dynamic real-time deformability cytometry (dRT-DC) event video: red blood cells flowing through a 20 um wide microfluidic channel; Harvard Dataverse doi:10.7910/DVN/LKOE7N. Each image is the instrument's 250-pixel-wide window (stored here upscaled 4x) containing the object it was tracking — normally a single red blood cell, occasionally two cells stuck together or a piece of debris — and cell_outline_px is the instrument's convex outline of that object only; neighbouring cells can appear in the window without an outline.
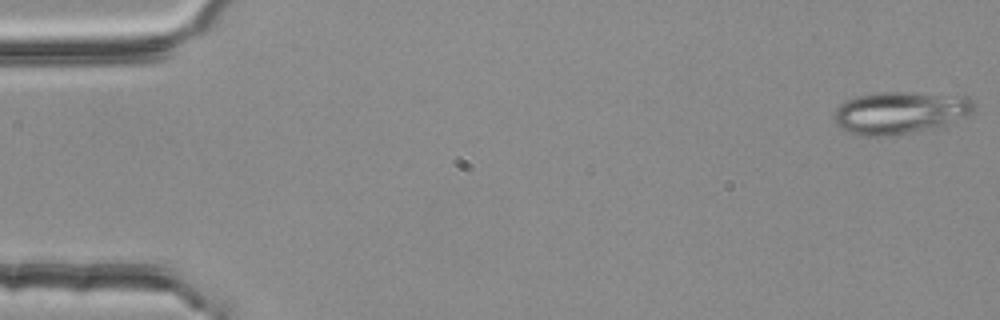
{"species": "common noctule bat (a hibernating species)", "species_latin": "Nyctalus noctula", "temperature_condition": "room temperature", "stored_images_in_passage": 10, "camera_frame_rate_fps": 3000, "um_per_image_px": 0.085, "animal": {"sex": "female", "body_mass_g": 25.1}, "frame": {"image": 1, "passage_image": 1, "time_ms": 0.0, "image_size_px": [1000, 320], "cell_outline_px": [[976, 104], [972, 112], [944, 128], [876, 136], [864, 136], [840, 128], [836, 124], [832, 116], [836, 108], [840, 104], [856, 96], [880, 92], [904, 92], [968, 96]], "centroid_in_image_um": [76.55, 9.57], "position_along_channel_um": 8.5, "area_um2": 34.68}}